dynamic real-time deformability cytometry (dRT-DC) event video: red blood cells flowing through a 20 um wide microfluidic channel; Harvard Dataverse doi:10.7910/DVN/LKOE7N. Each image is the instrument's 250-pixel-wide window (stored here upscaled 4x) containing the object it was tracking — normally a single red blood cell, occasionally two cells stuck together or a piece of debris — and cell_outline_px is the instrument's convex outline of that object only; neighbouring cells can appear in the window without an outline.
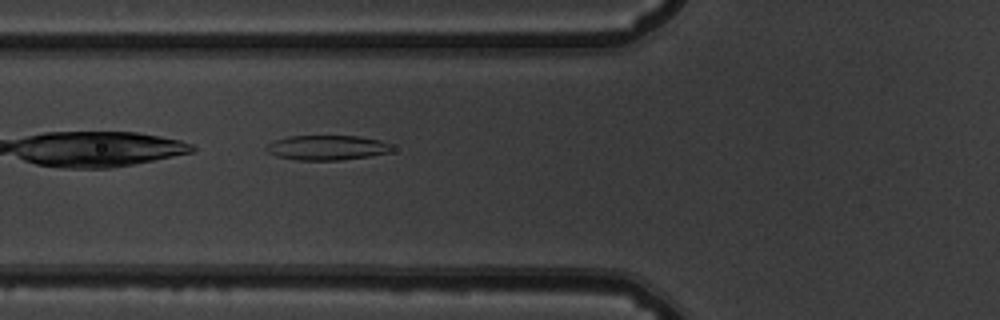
{"species": "common noctule bat (a hibernating species)", "species_latin": "Nyctalus noctula", "temperature_condition": "warm", "stored_images_in_passage": 35, "camera_frame_rate_fps": 3000, "um_per_image_px": 0.085, "animal": {"sex": "male", "body_mass_g": 19.5, "forearm_length_mm": 54.6}, "frame": {"image": 1, "passage_image": 4, "time_ms": 1.0, "image_size_px": [1000, 320], "cell_outline_px": [[392, 148], [388, 152], [372, 156], [340, 160], [296, 160], [276, 156], [268, 152], [264, 148], [268, 144], [276, 140], [288, 136], [360, 136], [380, 140], [388, 144]], "centroid_in_image_um": [27.77, 12.55], "position_along_channel_um": 98.0, "area_um2": 18.09}}
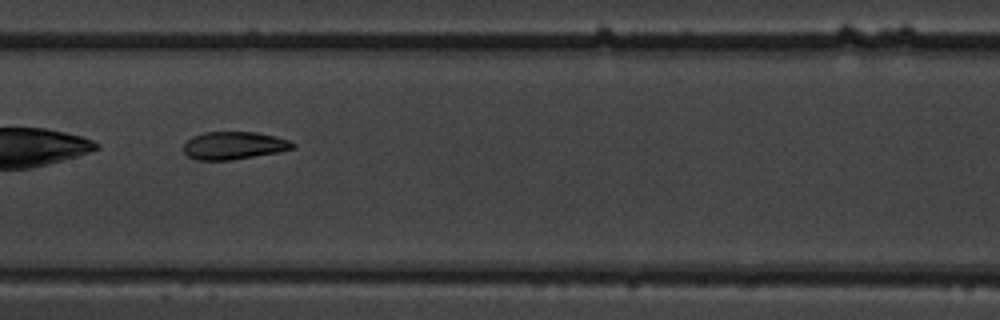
{"frame": {"image": 2, "passage_image": 11, "time_ms": 3.333, "image_size_px": [1000, 320], "cell_outline_px": [[296, 148], [280, 152], [232, 160], [196, 160], [188, 156], [184, 152], [184, 144], [192, 136], [204, 132], [256, 132], [276, 136], [288, 140], [296, 144]], "centroid_in_image_um": [19.91, 12.37], "position_along_channel_um": 187.5, "area_um2": 17.8}}
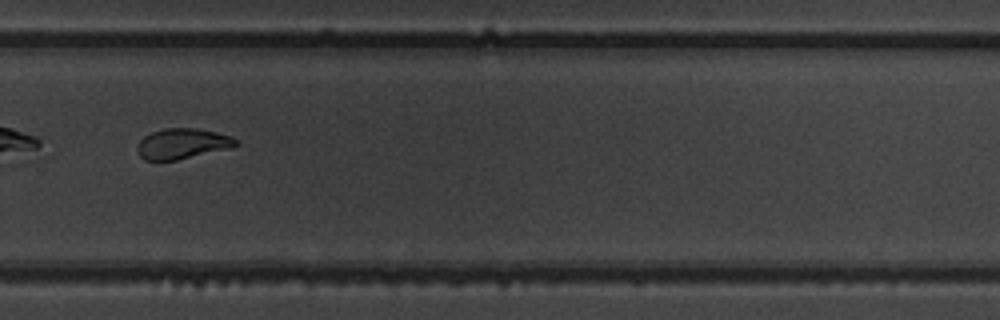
{"frame": {"image": 3, "passage_image": 21, "time_ms": 6.667, "image_size_px": [1000, 320], "cell_outline_px": [[240, 144], [232, 148], [176, 160], [144, 160], [140, 156], [136, 148], [140, 140], [144, 136], [152, 132], [164, 128], [196, 128], [216, 132], [232, 136]], "centroid_in_image_um": [15.52, 12.21], "position_along_channel_um": 314.3, "area_um2": 17.57}, "authors_computed_cell_mechanics": {"area_um2": 18.2648, "velocity_mm_per_s": 3.8251, "shape_relaxation_time_tau1_ms": 4.0967, "shape_relaxation_time_tau2_ms": 1.7179, "deformation_change_tau1": 0.1535, "deformation_change_tau2": 0.0798}}